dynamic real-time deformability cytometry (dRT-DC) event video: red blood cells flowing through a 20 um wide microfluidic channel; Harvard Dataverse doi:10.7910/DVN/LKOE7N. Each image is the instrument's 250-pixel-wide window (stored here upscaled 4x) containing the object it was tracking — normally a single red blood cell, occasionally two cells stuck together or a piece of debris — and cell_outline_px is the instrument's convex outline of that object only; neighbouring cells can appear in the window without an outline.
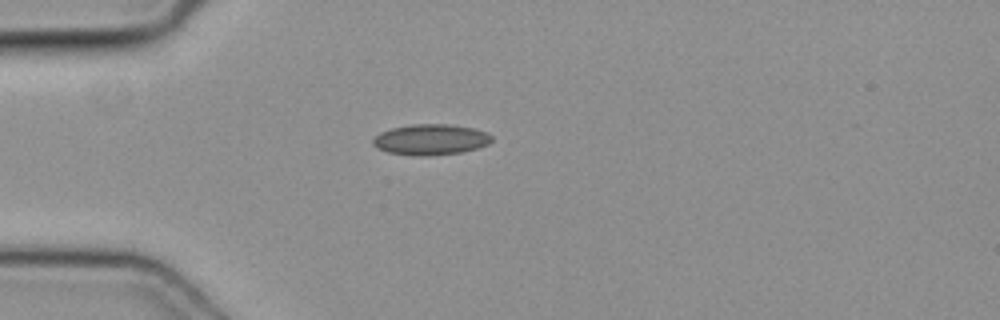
{"species": "common noctule bat (a hibernating species)", "species_latin": "Nyctalus noctula", "temperature_condition": "cold", "stored_images_in_passage": 6, "camera_frame_rate_fps": 3000, "um_per_image_px": 0.085, "animal": {"sex": "female", "body_mass_g": 19.3, "forearm_length_mm": 54.1}, "frame": {"image": 1, "passage_image": 1, "time_ms": 0.0, "image_size_px": [1000, 320], "cell_outline_px": [[492, 140], [488, 144], [476, 148], [460, 152], [424, 156], [412, 156], [388, 152], [376, 148], [372, 144], [372, 140], [380, 132], [392, 128], [412, 124], [452, 124], [472, 128], [484, 132], [492, 136]], "centroid_in_image_um": [36.56, 11.86], "position_along_channel_um": 48.4, "area_um2": 21.21}}
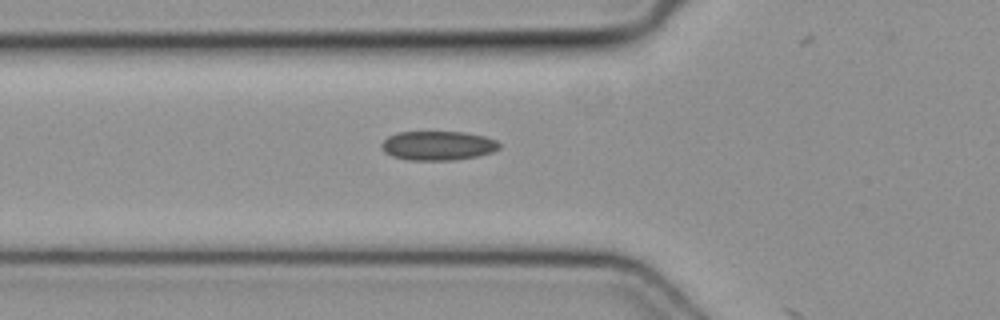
{"frame": {"image": 2, "passage_image": 5, "time_ms": 1.333, "image_size_px": [1000, 320], "cell_outline_px": [[500, 148], [492, 152], [476, 156], [452, 160], [408, 160], [392, 156], [384, 152], [380, 148], [380, 144], [388, 136], [396, 132], [464, 132], [484, 136], [496, 140], [500, 144]], "centroid_in_image_um": [37.19, 12.37], "position_along_channel_um": 88.6, "area_um2": 20.11}}